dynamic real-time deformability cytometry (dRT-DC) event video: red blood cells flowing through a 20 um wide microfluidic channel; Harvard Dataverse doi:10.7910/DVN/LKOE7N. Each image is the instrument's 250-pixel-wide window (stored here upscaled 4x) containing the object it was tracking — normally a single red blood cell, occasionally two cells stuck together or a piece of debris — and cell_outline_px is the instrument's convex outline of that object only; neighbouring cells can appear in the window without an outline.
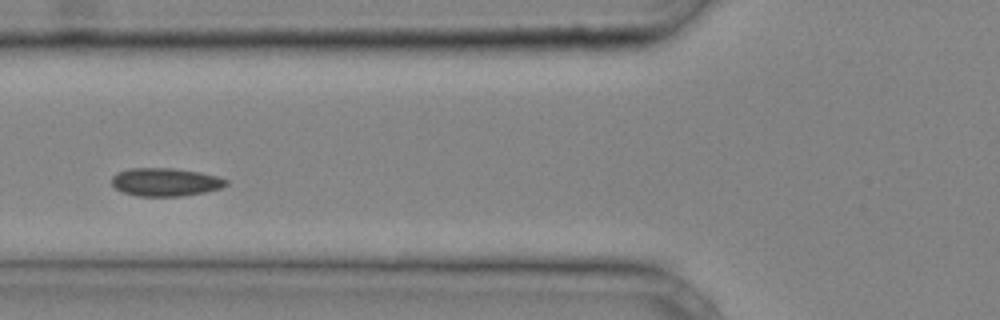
{"species": "common noctule bat (a hibernating species)", "species_latin": "Nyctalus noctula", "temperature_condition": "cold", "stored_images_in_passage": 24, "camera_frame_rate_fps": 3000, "um_per_image_px": 0.085, "animal": {"sex": "male", "body_mass_g": 20.4}, "frame": {"image": 1, "passage_image": 4, "time_ms": 1.0, "image_size_px": [1000, 320], "cell_outline_px": [[228, 184], [220, 188], [204, 192], [180, 196], [136, 196], [124, 192], [116, 188], [112, 184], [112, 176], [128, 168], [172, 168], [200, 172], [216, 176], [228, 180]], "centroid_in_image_um": [14.06, 15.47], "position_along_channel_um": 111.7, "area_um2": 18.61}}